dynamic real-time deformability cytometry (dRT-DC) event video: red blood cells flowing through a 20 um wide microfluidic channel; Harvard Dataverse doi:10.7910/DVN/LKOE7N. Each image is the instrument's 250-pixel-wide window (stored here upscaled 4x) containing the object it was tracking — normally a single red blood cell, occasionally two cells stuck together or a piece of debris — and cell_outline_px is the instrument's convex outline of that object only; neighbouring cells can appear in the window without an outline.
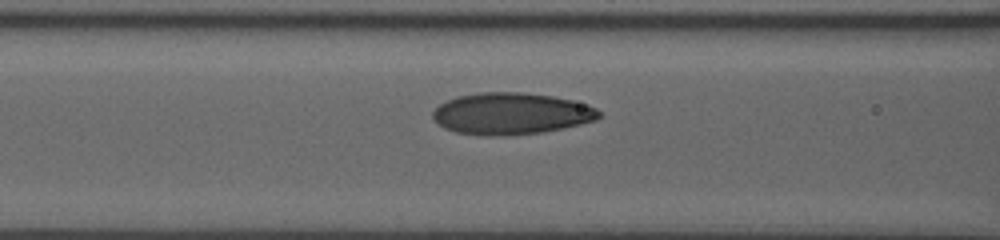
{"species": "human", "species_latin": "Homo sapiens", "temperature_condition": "room temperature", "stored_images_in_passage": 45, "camera_frame_rate_fps": 3000, "um_per_image_px": 0.085, "donor": {"sex": "male"}, "frame": {"image": 1, "passage_image": 23, "time_ms": 7.333, "image_size_px": [1000, 240], "cell_outline_px": [[600, 116], [596, 120], [580, 124], [544, 132], [504, 136], [456, 132], [444, 128], [432, 116], [432, 112], [440, 104], [456, 96], [480, 92], [524, 92], [552, 96], [572, 100], [588, 104], [596, 108], [600, 112]], "centroid_in_image_um": [43.47, 9.64], "position_along_channel_um": 123.1, "area_um2": 40.23}}
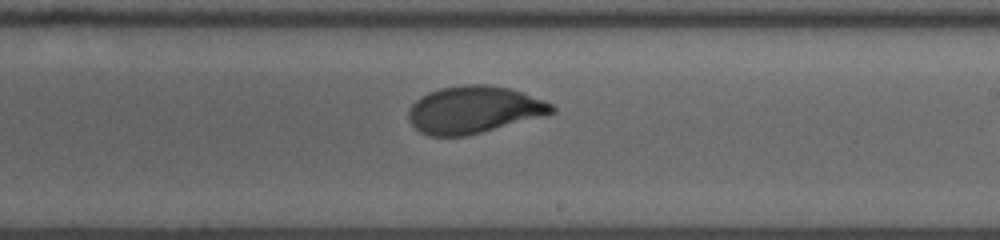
{"frame": {"image": 2, "passage_image": 33, "time_ms": 10.667, "image_size_px": [1000, 240], "cell_outline_px": [[556, 112], [480, 132], [464, 136], [428, 136], [420, 132], [408, 120], [408, 108], [420, 96], [428, 92], [440, 88], [464, 84], [484, 84], [512, 88], [552, 104], [556, 108]], "centroid_in_image_um": [40.23, 9.31], "position_along_channel_um": 248.8, "area_um2": 39.19}}
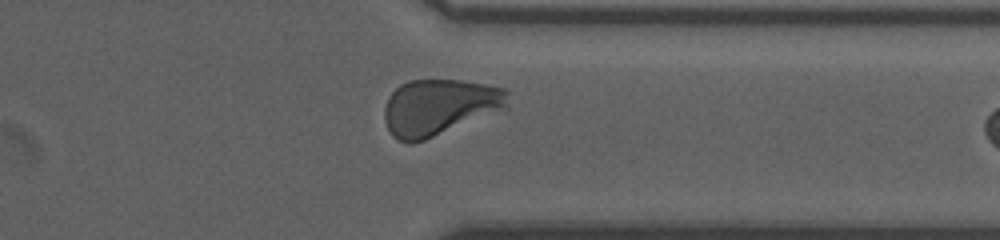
{"frame": {"image": 3, "passage_image": 43, "time_ms": 14.0, "image_size_px": [1000, 240], "cell_outline_px": [[508, 108], [424, 140], [412, 144], [408, 144], [396, 140], [392, 136], [384, 120], [384, 108], [388, 96], [400, 84], [408, 80], [464, 80], [508, 88]], "centroid_in_image_um": [37.34, 9.1], "position_along_channel_um": 374.1, "area_um2": 40.86}}